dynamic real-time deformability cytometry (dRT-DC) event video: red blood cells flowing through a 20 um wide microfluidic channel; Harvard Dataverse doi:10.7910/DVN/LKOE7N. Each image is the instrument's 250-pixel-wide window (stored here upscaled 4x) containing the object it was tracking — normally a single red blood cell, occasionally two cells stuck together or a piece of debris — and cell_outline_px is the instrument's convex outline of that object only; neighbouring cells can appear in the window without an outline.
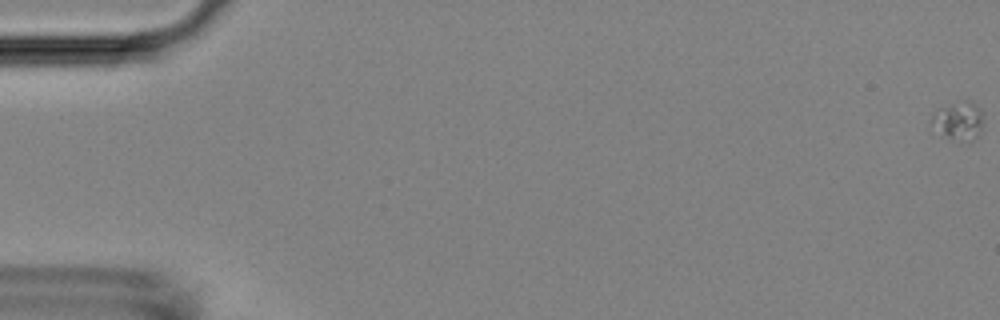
{"species": "Egyptian fruit bat (a non-hibernating species)", "species_latin": "Rousettus aegyptiacus", "temperature_condition": "room temperature", "stored_images_in_passage": 10, "camera_frame_rate_fps": 3000, "um_per_image_px": 0.085, "animal": {"sex": "female"}, "frame": {"image": 1, "passage_image": 1, "time_ms": 0.0, "image_size_px": [1000, 320], "cell_outline_px": [[984, 124], [980, 132], [972, 140], [948, 136], [932, 120], [932, 112], [956, 100], [972, 100], [980, 108], [984, 116]], "centroid_in_image_um": [81.59, 10.14], "position_along_channel_um": 3.4, "area_um2": 11.1}}